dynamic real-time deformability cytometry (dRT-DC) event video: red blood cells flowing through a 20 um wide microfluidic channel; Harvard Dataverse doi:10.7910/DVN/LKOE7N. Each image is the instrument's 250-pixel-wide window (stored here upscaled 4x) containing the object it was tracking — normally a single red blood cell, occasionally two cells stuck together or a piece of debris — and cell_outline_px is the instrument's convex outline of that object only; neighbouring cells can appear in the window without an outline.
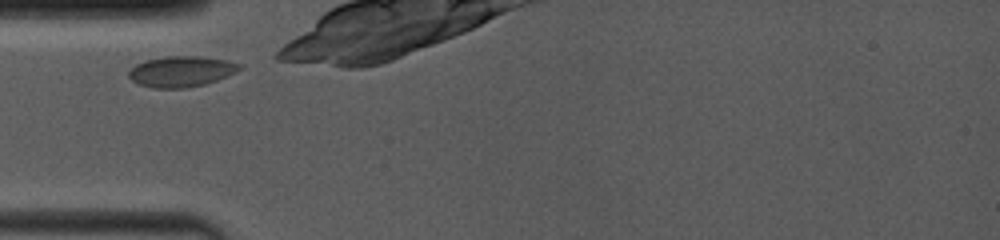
{"species": "common noctule bat (a hibernating species)", "species_latin": "Nyctalus noctula", "temperature_condition": "room temperature", "stored_images_in_passage": 8, "camera_frame_rate_fps": 4000, "um_per_image_px": 0.085, "animal": {"sex": "female", "body_mass_g": 19.0, "forearm_length_mm": 53.3}, "frame": {"image": 1, "passage_image": 1, "time_ms": 0.0, "image_size_px": [1000, 240], "cell_outline_px": [[240, 68], [236, 72], [216, 80], [204, 84], [184, 88], [152, 88], [140, 84], [132, 80], [128, 76], [128, 72], [136, 64], [144, 60], [168, 56], [200, 56], [228, 60], [240, 64]], "centroid_in_image_um": [15.39, 6.07], "position_along_channel_um": 69.6, "area_um2": 19.71}}
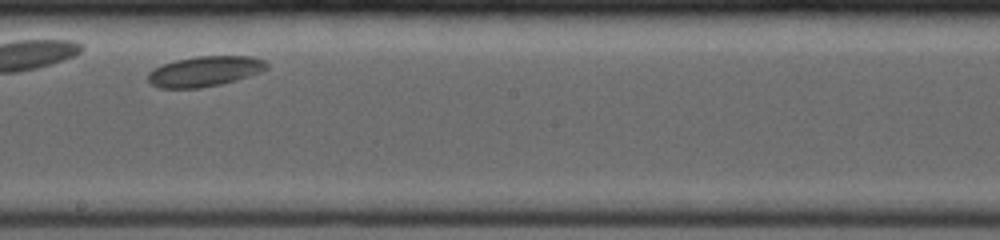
{"frame": {"image": 2, "passage_image": 6, "time_ms": 5.75, "image_size_px": [1000, 240], "cell_outline_px": [[268, 68], [260, 72], [236, 80], [220, 84], [200, 88], [160, 88], [152, 84], [148, 80], [148, 72], [164, 64], [176, 60], [196, 56], [252, 56], [264, 60], [268, 64]], "centroid_in_image_um": [17.42, 6.06], "position_along_channel_um": 230.8, "area_um2": 20.81}}
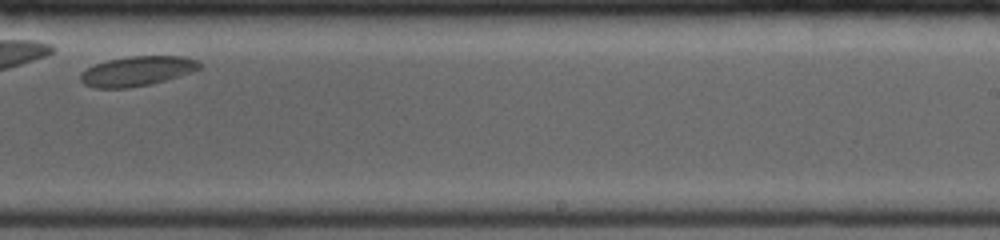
{"frame": {"image": 3, "passage_image": 7, "time_ms": 7.0, "image_size_px": [1000, 240], "cell_outline_px": [[200, 68], [164, 80], [148, 84], [128, 88], [96, 88], [84, 84], [80, 80], [80, 76], [88, 68], [96, 64], [108, 60], [128, 56], [184, 56], [196, 60], [200, 64]], "centroid_in_image_um": [11.62, 6.04], "position_along_channel_um": 277.4, "area_um2": 20.11}}